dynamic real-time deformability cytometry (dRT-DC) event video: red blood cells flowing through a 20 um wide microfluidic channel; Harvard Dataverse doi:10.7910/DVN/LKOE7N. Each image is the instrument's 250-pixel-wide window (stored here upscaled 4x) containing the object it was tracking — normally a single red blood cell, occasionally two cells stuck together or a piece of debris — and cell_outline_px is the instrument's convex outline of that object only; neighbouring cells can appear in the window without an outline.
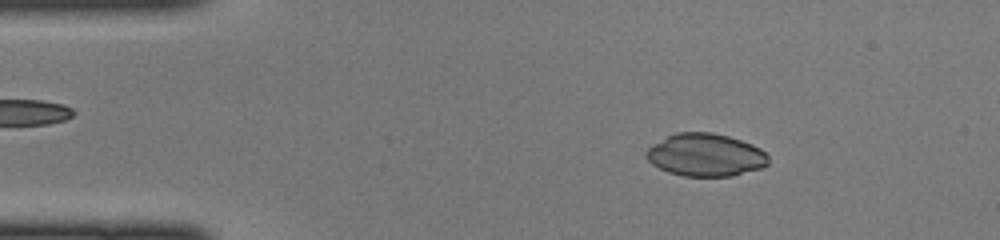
{"species": "common noctule bat (a hibernating species)", "species_latin": "Nyctalus noctula", "temperature_condition": "cold", "stored_images_in_passage": 44, "camera_frame_rate_fps": 3000, "um_per_image_px": 0.085, "animal": {"sex": "female", "body_mass_g": 22.0, "forearm_length_mm": 56.7}, "frame": {"image": 1, "passage_image": 5, "time_ms": 1.333, "image_size_px": [1000, 240], "cell_outline_px": [[768, 164], [760, 168], [732, 176], [684, 176], [668, 172], [652, 164], [644, 156], [644, 152], [652, 144], [676, 132], [712, 132], [728, 136], [752, 144], [760, 148], [768, 156]], "centroid_in_image_um": [59.94, 13.17], "position_along_channel_um": 25.1, "area_um2": 30.4}}